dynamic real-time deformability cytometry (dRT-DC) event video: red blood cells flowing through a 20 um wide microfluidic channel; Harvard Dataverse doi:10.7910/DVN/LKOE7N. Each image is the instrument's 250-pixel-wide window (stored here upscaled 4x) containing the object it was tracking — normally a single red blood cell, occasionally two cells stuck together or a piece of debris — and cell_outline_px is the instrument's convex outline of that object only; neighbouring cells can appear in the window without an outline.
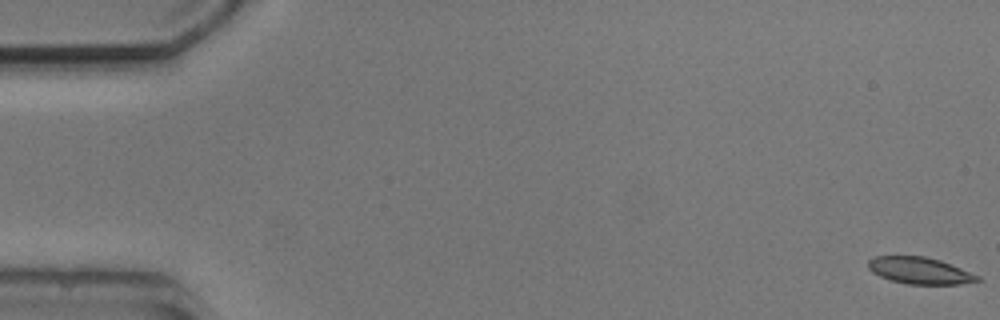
{"species": "common noctule bat (a hibernating species)", "species_latin": "Nyctalus noctula", "temperature_condition": "cold", "stored_images_in_passage": 6, "camera_frame_rate_fps": 3000, "um_per_image_px": 0.085, "animal": {"sex": "male", "body_mass_g": 20.5, "forearm_length_mm": 52.5}, "frame": {"image": 1, "passage_image": 1, "time_ms": 0.0, "image_size_px": [1000, 320], "cell_outline_px": [[980, 280], [960, 284], [908, 284], [892, 280], [880, 276], [872, 272], [868, 268], [868, 260], [876, 256], [924, 256], [940, 260], [980, 276]], "centroid_in_image_um": [78.16, 22.99], "position_along_channel_um": 6.8, "area_um2": 16.82}}
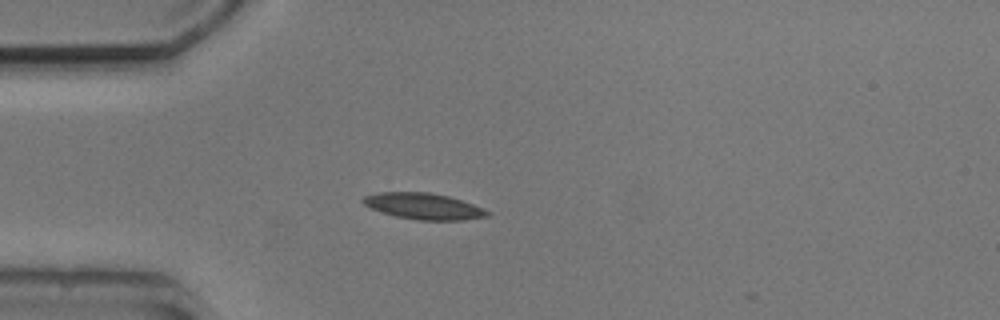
{"frame": {"image": 2, "passage_image": 5, "time_ms": 4.667, "image_size_px": [1000, 320], "cell_outline_px": [[492, 212], [488, 216], [464, 220], [420, 220], [396, 216], [372, 208], [364, 204], [360, 200], [364, 196], [380, 192], [428, 192], [448, 196], [472, 204]], "centroid_in_image_um": [36.02, 17.52], "position_along_channel_um": 49.0, "area_um2": 18.73}}